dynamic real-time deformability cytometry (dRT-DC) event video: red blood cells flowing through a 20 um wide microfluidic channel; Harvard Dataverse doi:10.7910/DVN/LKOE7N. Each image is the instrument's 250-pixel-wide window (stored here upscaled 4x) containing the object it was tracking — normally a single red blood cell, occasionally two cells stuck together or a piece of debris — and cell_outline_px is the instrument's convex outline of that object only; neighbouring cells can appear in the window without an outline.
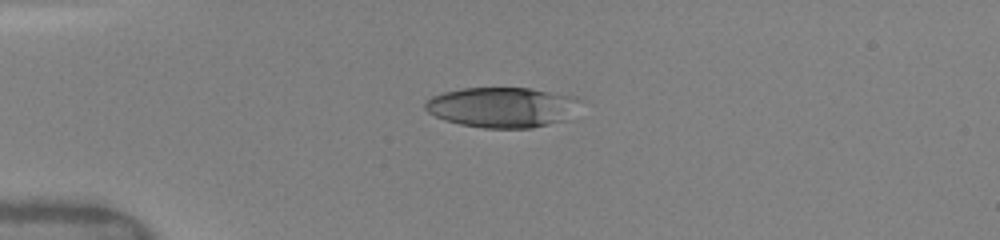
{"species": "human", "species_latin": "Homo sapiens", "temperature_condition": "warm", "stored_images_in_passage": 44, "camera_frame_rate_fps": 3000, "um_per_image_px": 0.085, "donor": {"sex": "female"}, "frame": {"image": 1, "passage_image": 1, "time_ms": 0.0, "image_size_px": [1000, 240], "cell_outline_px": [[580, 100], [564, 120], [532, 128], [484, 128], [460, 124], [444, 120], [428, 112], [424, 108], [424, 104], [432, 96], [444, 92], [464, 88], [532, 88], [576, 96]], "centroid_in_image_um": [42.64, 9.11], "position_along_channel_um": 42.4, "area_um2": 36.07}}
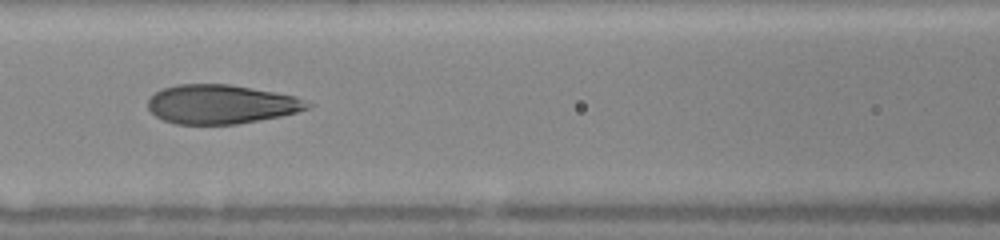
{"frame": {"image": 2, "passage_image": 12, "time_ms": 3.333, "image_size_px": [1000, 240], "cell_outline_px": [[316, 104], [308, 108], [296, 112], [280, 116], [236, 124], [176, 124], [164, 120], [156, 116], [148, 108], [148, 100], [156, 92], [164, 88], [180, 84], [228, 84], [296, 96]], "centroid_in_image_um": [18.82, 8.86], "position_along_channel_um": 147.8, "area_um2": 36.13}}
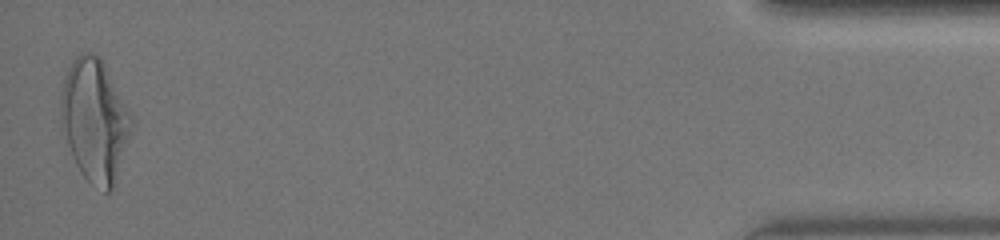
{"frame": {"image": 3, "passage_image": 43, "time_ms": 12.0, "image_size_px": [1000, 240], "cell_outline_px": [[132, 132], [112, 188], [108, 192], [104, 192], [88, 180], [80, 172], [76, 164], [68, 144], [60, 112], [60, 96], [64, 76], [72, 60], [80, 52], [92, 52], [100, 56], [104, 60], [132, 116]], "centroid_in_image_um": [8.06, 10.15], "position_along_channel_um": 427.1, "area_um2": 50.23}, "authors_computed_cell_mechanics": {"area_um2": 37.3677, "velocity_mm_per_s": 4.1377, "shape_relaxation_time_tau1_ms": 5.8903, "shape_relaxation_time_tau2_ms": 1.0226, "deformation_change_tau1": 0.2454, "deformation_change_tau2": 0.0874}}